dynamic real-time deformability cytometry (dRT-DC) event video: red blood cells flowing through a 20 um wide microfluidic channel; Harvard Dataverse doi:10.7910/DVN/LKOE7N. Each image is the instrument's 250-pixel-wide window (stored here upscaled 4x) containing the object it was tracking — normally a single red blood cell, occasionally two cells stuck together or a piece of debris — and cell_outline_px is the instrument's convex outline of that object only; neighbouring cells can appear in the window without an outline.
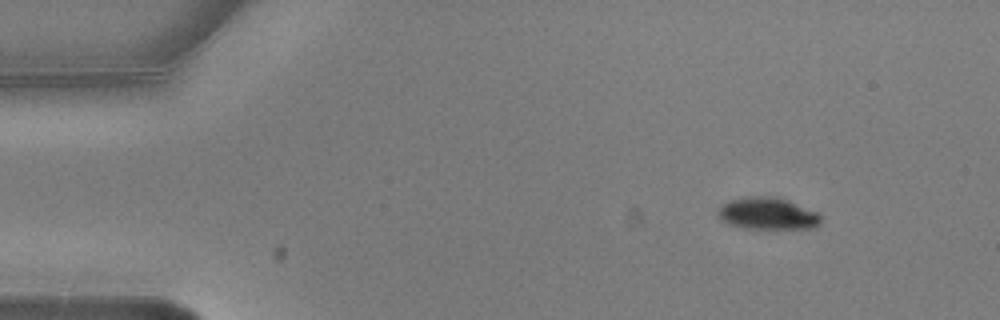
{"species": "common noctule bat (a hibernating species)", "species_latin": "Nyctalus noctula", "temperature_condition": "warm", "stored_images_in_passage": 6, "camera_frame_rate_fps": 3000, "um_per_image_px": 0.085, "animal": {"sex": "male", "body_mass_g": 20.5, "forearm_length_mm": 52.5}, "frame": {"image": 1, "passage_image": 1, "time_ms": 0.0, "image_size_px": [1000, 320], "cell_outline_px": [[820, 224], [816, 228], [744, 228], [728, 224], [720, 220], [720, 208], [724, 204], [732, 200], [752, 196], [776, 196], [788, 200], [816, 212], [820, 216]], "centroid_in_image_um": [65.28, 18.16], "position_along_channel_um": 19.7, "area_um2": 18.84}}
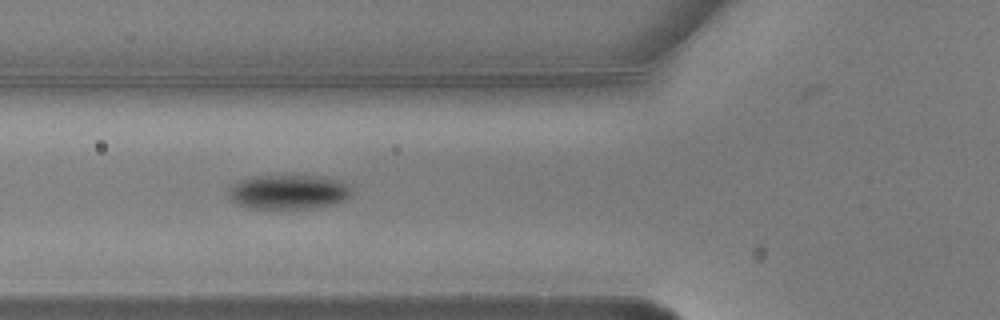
{"frame": {"image": 2, "passage_image": 5, "time_ms": 1.333, "image_size_px": [1000, 320], "cell_outline_px": [[352, 192], [344, 200], [328, 204], [304, 208], [248, 208], [236, 204], [232, 200], [228, 192], [228, 188], [236, 180], [252, 176], [320, 176], [336, 180], [348, 184]], "centroid_in_image_um": [24.43, 16.3], "position_along_channel_um": 101.4, "area_um2": 24.45}}